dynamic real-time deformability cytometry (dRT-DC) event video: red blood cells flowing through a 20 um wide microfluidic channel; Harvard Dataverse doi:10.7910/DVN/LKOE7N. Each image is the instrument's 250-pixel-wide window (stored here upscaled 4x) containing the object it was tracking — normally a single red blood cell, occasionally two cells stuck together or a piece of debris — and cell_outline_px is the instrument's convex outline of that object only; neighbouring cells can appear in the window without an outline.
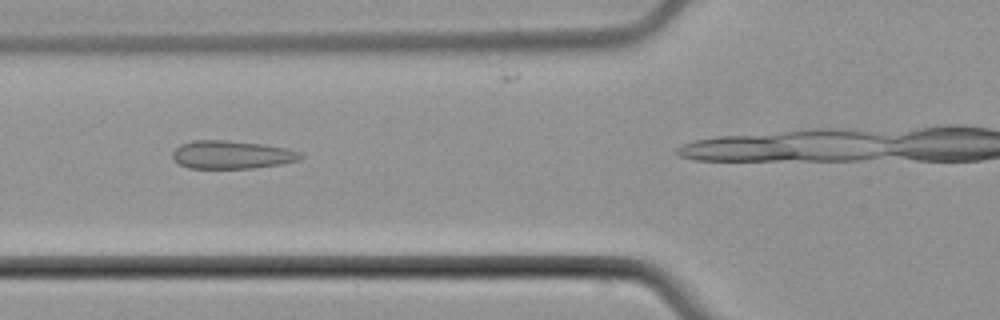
{"species": "common noctule bat (a hibernating species)", "species_latin": "Nyctalus noctula", "temperature_condition": "cold", "stored_images_in_passage": 5, "camera_frame_rate_fps": 3000, "um_per_image_px": 0.085, "animal": {"sex": "male", "body_mass_g": 21.5, "forearm_length_mm": 52.0}, "frame": {"image": 1, "passage_image": 4, "time_ms": 3.333, "image_size_px": [1000, 320], "cell_outline_px": [[304, 156], [300, 160], [280, 164], [252, 168], [188, 168], [172, 160], [172, 152], [180, 144], [192, 140], [224, 140], [264, 144], [288, 148], [300, 152]], "centroid_in_image_um": [19.69, 13.14], "position_along_channel_um": 106.1, "area_um2": 21.15}}